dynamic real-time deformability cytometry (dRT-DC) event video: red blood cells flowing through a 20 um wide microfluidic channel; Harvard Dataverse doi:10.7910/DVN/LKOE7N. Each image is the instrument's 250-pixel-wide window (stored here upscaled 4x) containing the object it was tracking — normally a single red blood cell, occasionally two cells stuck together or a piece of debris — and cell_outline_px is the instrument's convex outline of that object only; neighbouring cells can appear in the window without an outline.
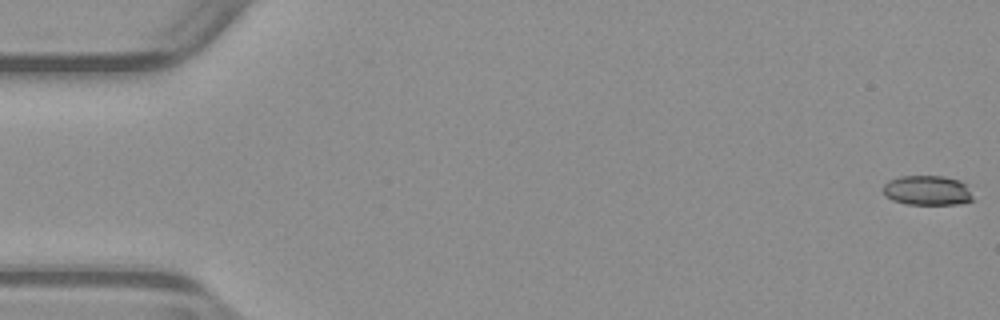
{"species": "common noctule bat (a hibernating species)", "species_latin": "Nyctalus noctula", "temperature_condition": "warm", "stored_images_in_passage": 53, "camera_frame_rate_fps": 3000, "um_per_image_px": 0.085, "animal": {"sex": "male", "body_mass_g": 23.1, "forearm_length_mm": 52.7}, "frame": {"image": 1, "passage_image": 1, "time_ms": 0.0, "image_size_px": [1000, 320], "cell_outline_px": [[972, 200], [960, 204], [908, 204], [892, 200], [884, 192], [884, 184], [888, 180], [900, 176], [944, 176], [960, 180], [968, 184], [972, 196]], "centroid_in_image_um": [78.86, 16.17], "position_along_channel_um": 6.1, "area_um2": 15.61}}
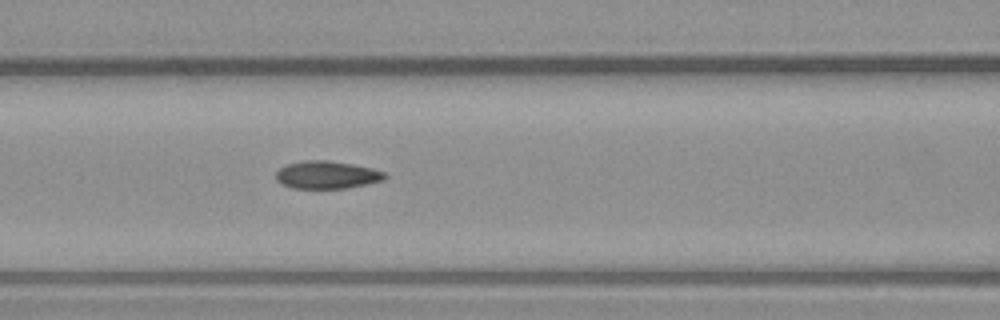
{"frame": {"image": 2, "passage_image": 23, "time_ms": 7.333, "image_size_px": [1000, 320], "cell_outline_px": [[388, 176], [384, 180], [368, 184], [348, 188], [292, 188], [276, 180], [276, 172], [280, 168], [288, 164], [304, 160], [328, 160], [352, 164], [372, 168], [384, 172]], "centroid_in_image_um": [27.82, 14.86], "position_along_channel_um": 138.8, "area_um2": 17.57}}
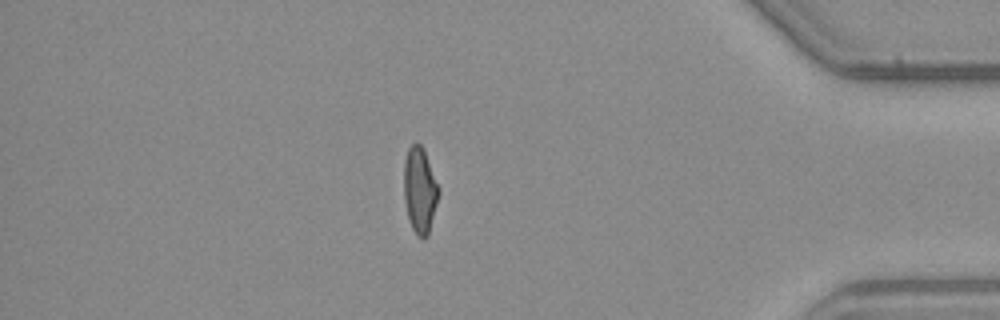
{"frame": {"image": 3, "passage_image": 46, "time_ms": 15.0, "image_size_px": [1000, 320], "cell_outline_px": [[440, 192], [428, 236], [424, 240], [416, 236], [408, 220], [404, 200], [404, 160], [408, 148], [416, 140], [424, 148], [440, 188]], "centroid_in_image_um": [35.69, 16.17], "position_along_channel_um": 399.5, "area_um2": 17.92}, "authors_computed_cell_mechanics": {"area_um2": 17.5712, "velocity_mm_per_s": 3.9386, "shape_relaxation_time_tau1_ms": null, "shape_relaxation_time_tau2_ms": 2.1708, "deformation_change_tau1": null, "deformation_change_tau2": 0.0878}}